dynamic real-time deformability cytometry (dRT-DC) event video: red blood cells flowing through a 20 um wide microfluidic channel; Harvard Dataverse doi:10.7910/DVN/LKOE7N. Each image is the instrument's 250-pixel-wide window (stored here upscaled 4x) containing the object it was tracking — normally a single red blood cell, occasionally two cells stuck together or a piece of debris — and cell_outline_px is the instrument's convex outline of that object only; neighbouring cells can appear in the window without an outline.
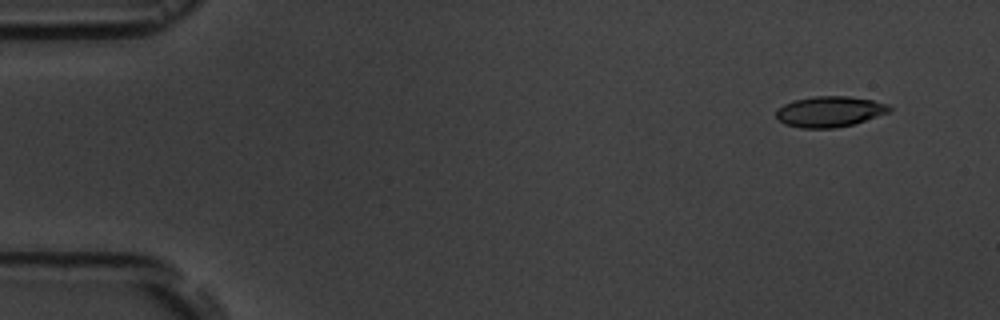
{"species": "common noctule bat (a hibernating species)", "species_latin": "Nyctalus noctula", "temperature_condition": "room temperature", "stored_images_in_passage": 4, "camera_frame_rate_fps": 3000, "um_per_image_px": 0.085, "animal": {"sex": "male", "body_mass_g": 19.5, "forearm_length_mm": 54.6}, "frame": {"image": 1, "passage_image": 1, "time_ms": 0.0, "image_size_px": [1000, 320], "cell_outline_px": [[892, 108], [888, 112], [852, 124], [836, 128], [800, 128], [784, 124], [776, 116], [776, 108], [792, 100], [816, 96], [848, 96], [872, 100], [888, 104]], "centroid_in_image_um": [70.47, 9.48], "position_along_channel_um": 14.5, "area_um2": 20.17}}
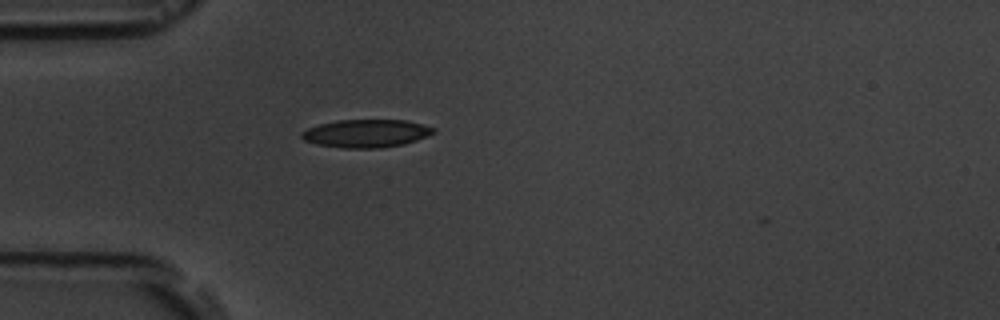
{"frame": {"image": 2, "passage_image": 4, "time_ms": 4.0, "image_size_px": [1000, 320], "cell_outline_px": [[436, 132], [428, 136], [404, 144], [376, 148], [344, 148], [316, 144], [304, 140], [300, 136], [300, 132], [308, 128], [320, 124], [336, 120], [408, 120], [436, 128]], "centroid_in_image_um": [31.13, 11.33], "position_along_channel_um": 53.9, "area_um2": 21.56}}